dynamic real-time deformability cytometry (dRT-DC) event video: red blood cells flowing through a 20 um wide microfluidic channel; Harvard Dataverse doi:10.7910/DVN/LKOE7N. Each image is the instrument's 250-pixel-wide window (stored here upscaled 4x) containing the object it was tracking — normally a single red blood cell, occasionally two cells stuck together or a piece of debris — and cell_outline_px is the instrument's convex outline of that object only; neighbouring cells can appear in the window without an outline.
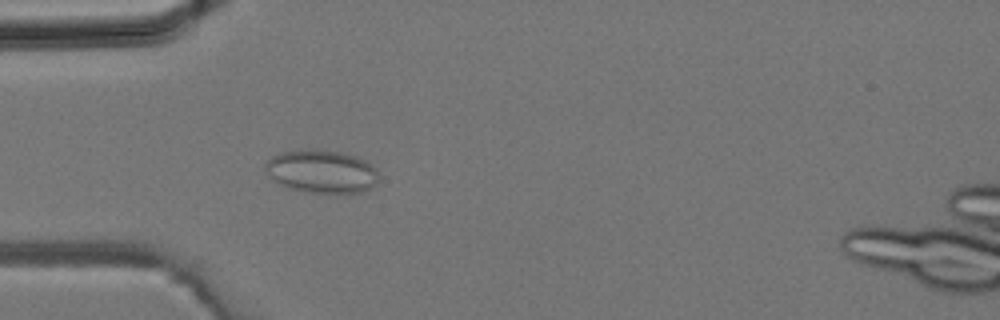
{"species": "common noctule bat (a hibernating species)", "species_latin": "Nyctalus noctula", "temperature_condition": "room temperature", "stored_images_in_passage": 28, "camera_frame_rate_fps": 3000, "um_per_image_px": 0.085, "animal": {"sex": "male", "body_mass_g": 19.2, "forearm_length_mm": 51.8}, "frame": {"image": 1, "passage_image": 1, "time_ms": 0.0, "image_size_px": [1000, 320], "cell_outline_px": [[376, 180], [368, 188], [360, 192], [304, 192], [288, 188], [272, 180], [264, 172], [264, 164], [272, 156], [280, 152], [316, 148], [340, 152], [356, 156], [364, 160], [376, 168]], "centroid_in_image_um": [27.24, 14.55], "position_along_channel_um": 57.8, "area_um2": 28.38}}
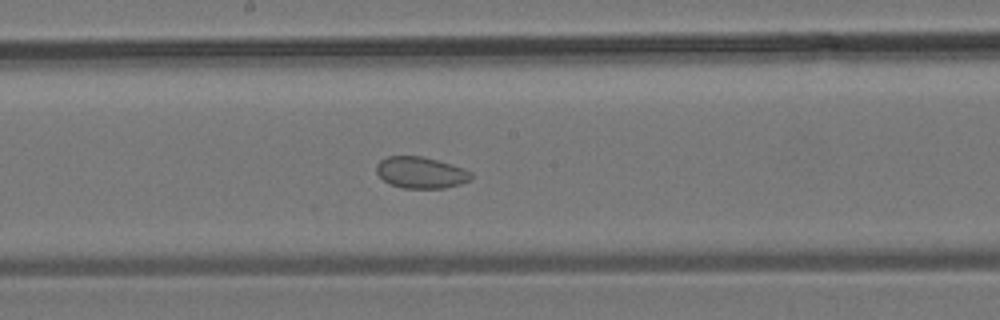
{"frame": {"image": 2, "passage_image": 10, "time_ms": 3.0, "image_size_px": [1000, 320], "cell_outline_px": [[472, 180], [460, 184], [444, 188], [400, 188], [384, 180], [376, 172], [376, 164], [380, 160], [388, 156], [420, 156], [436, 160], [464, 168], [472, 172]], "centroid_in_image_um": [35.78, 14.67], "position_along_channel_um": 212.4, "area_um2": 17.34}}
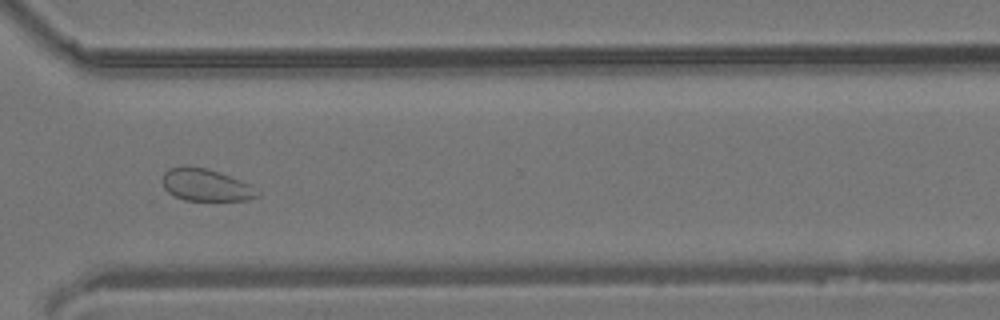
{"frame": {"image": 3, "passage_image": 18, "time_ms": 5.667, "image_size_px": [1000, 320], "cell_outline_px": [[260, 196], [248, 200], [184, 200], [168, 192], [164, 188], [160, 180], [164, 172], [168, 168], [184, 164], [208, 168], [220, 172], [252, 184], [260, 192]], "centroid_in_image_um": [17.49, 15.69], "position_along_channel_um": 353.1, "area_um2": 18.38}}